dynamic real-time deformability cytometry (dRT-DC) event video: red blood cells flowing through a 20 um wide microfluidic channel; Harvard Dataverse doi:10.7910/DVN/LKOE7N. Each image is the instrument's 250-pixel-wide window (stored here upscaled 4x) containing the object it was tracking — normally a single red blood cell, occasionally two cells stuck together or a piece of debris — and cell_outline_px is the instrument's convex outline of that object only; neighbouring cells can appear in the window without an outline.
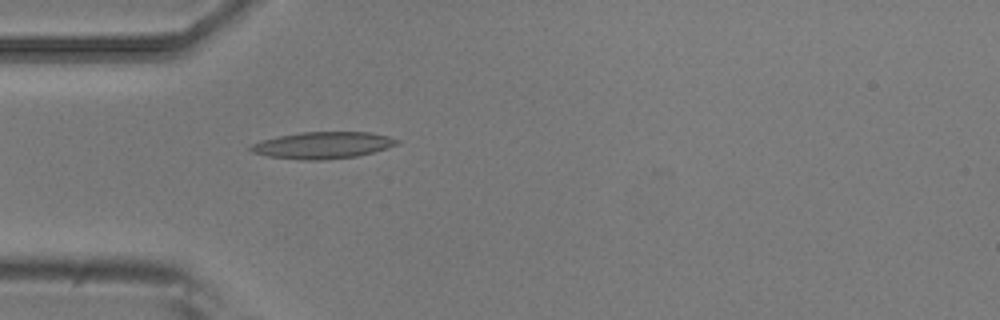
{"species": "common noctule bat (a hibernating species)", "species_latin": "Nyctalus noctula", "temperature_condition": "room temperature", "stored_images_in_passage": 4, "camera_frame_rate_fps": 3000, "um_per_image_px": 0.085, "animal": {"sex": "male", "body_mass_g": 20.5, "forearm_length_mm": 52.5}, "frame": {"image": 1, "passage_image": 4, "time_ms": 1.0, "image_size_px": [1000, 320], "cell_outline_px": [[400, 144], [372, 152], [356, 156], [324, 160], [300, 160], [268, 156], [252, 152], [248, 148], [252, 144], [260, 140], [276, 136], [300, 132], [372, 132], [388, 136], [400, 140]], "centroid_in_image_um": [27.42, 12.34], "position_along_channel_um": 57.6, "area_um2": 22.95}}